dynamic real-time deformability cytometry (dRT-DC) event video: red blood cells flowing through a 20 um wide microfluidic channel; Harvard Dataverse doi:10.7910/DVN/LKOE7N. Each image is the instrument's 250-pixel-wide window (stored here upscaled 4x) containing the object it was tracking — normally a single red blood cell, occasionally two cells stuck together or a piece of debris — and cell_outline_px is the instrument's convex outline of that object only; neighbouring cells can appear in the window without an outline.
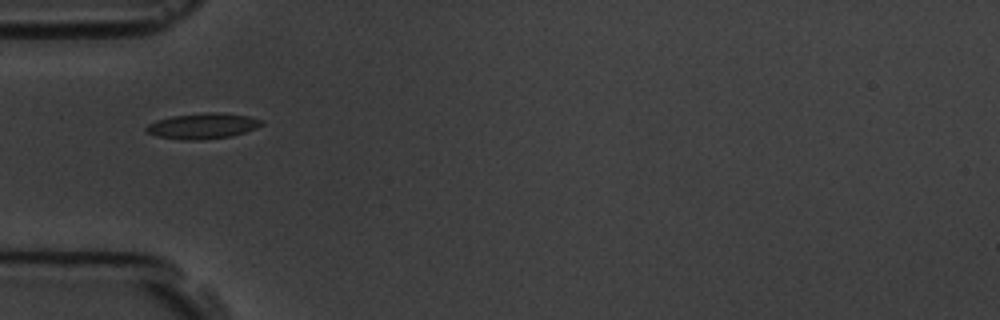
{"species": "common noctule bat (a hibernating species)", "species_latin": "Nyctalus noctula", "temperature_condition": "room temperature", "stored_images_in_passage": 11, "camera_frame_rate_fps": 3000, "um_per_image_px": 0.085, "animal": {"sex": "male", "body_mass_g": 19.5, "forearm_length_mm": 54.6}, "frame": {"image": 1, "passage_image": 1, "time_ms": 0.0, "image_size_px": [1000, 320], "cell_outline_px": [[264, 124], [256, 128], [232, 136], [200, 140], [180, 140], [156, 136], [148, 132], [144, 128], [148, 124], [156, 120], [172, 116], [204, 112], [220, 112], [248, 116], [264, 120]], "centroid_in_image_um": [17.23, 10.7], "position_along_channel_um": 67.8, "area_um2": 17.4}}
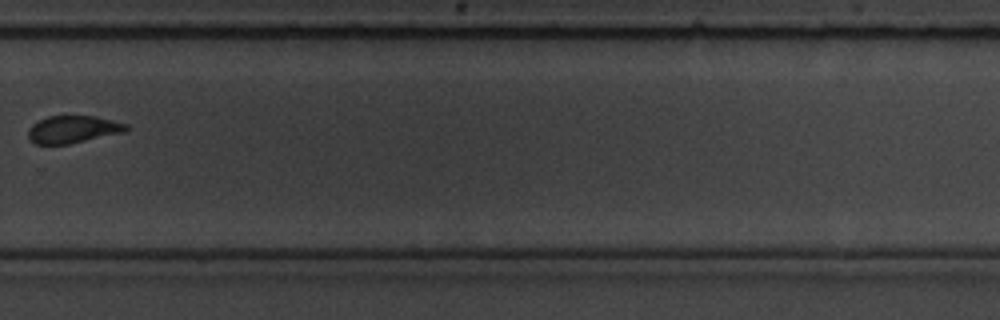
{"frame": {"image": 2, "passage_image": 7, "time_ms": 7.0, "image_size_px": [1000, 320], "cell_outline_px": [[128, 132], [68, 144], [36, 144], [28, 136], [28, 128], [32, 124], [48, 116], [96, 116], [128, 124]], "centroid_in_image_um": [6.25, 10.99], "position_along_channel_um": 323.6, "area_um2": 15.72}}
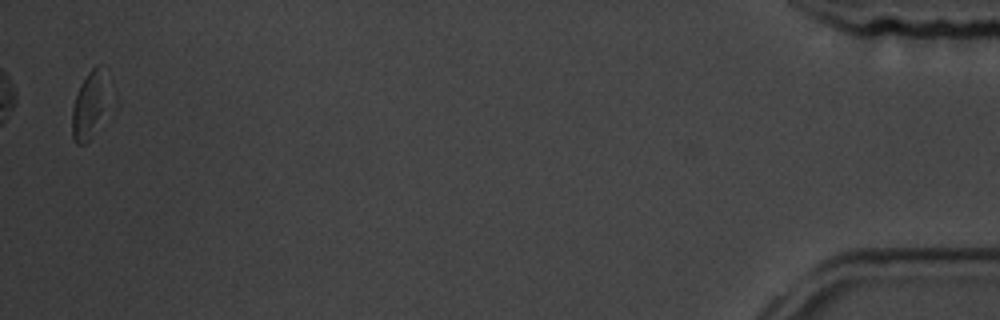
{"frame": {"image": 3, "passage_image": 11, "time_ms": 12.333, "image_size_px": [1000, 320], "cell_outline_px": [[116, 108], [88, 140], [84, 144], [76, 144], [72, 136], [72, 108], [80, 84], [88, 72], [96, 64], [104, 64], [108, 68], [112, 76], [116, 96]], "centroid_in_image_um": [7.9, 8.78], "position_along_channel_um": 427.3, "area_um2": 17.4}, "authors_computed_cell_mechanics": {"area_um2": 16.4152, "velocity_mm_per_s": 3.6726, "shape_relaxation_time_tau1_ms": 3.4503, "shape_relaxation_time_tau2_ms": 1.238, "deformation_change_tau1": 0.0958, "deformation_change_tau2": 0.0378}}